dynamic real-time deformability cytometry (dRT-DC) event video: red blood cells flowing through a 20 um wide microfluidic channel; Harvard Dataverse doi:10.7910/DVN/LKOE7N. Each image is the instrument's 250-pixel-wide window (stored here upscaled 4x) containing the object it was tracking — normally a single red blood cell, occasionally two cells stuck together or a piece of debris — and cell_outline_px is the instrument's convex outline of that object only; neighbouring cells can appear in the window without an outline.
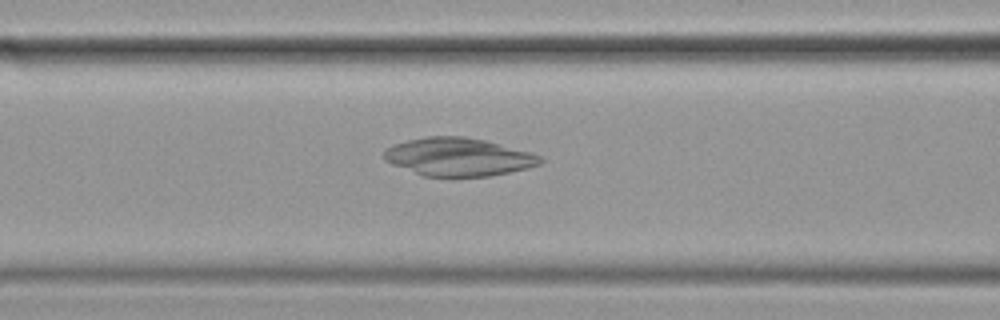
{"species": "common noctule bat (a hibernating species)", "species_latin": "Nyctalus noctula", "temperature_condition": "cold", "stored_images_in_passage": 41, "camera_frame_rate_fps": 3000, "um_per_image_px": 0.085, "animal": {"sex": "female", "body_mass_g": 19.9}, "frame": {"image": 1, "passage_image": 12, "time_ms": 3.667, "image_size_px": [1000, 320], "cell_outline_px": [[544, 160], [540, 164], [528, 168], [492, 176], [456, 180], [448, 180], [424, 176], [392, 164], [384, 160], [384, 152], [392, 144], [424, 136], [464, 136], [484, 140], [528, 152], [540, 156]], "centroid_in_image_um": [38.94, 13.39], "position_along_channel_um": 127.7, "area_um2": 35.55}}
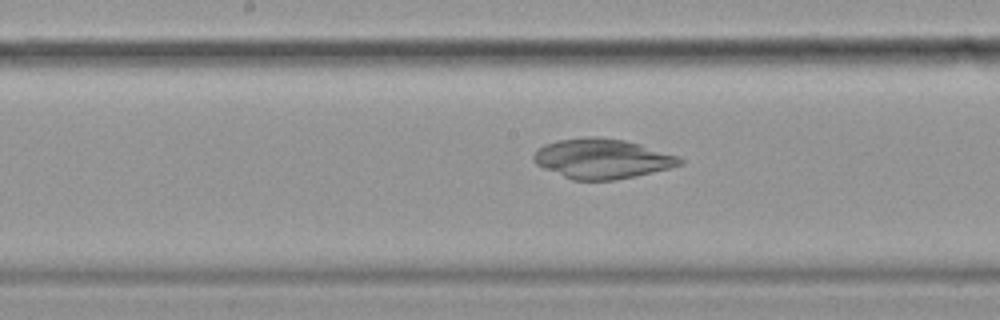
{"frame": {"image": 2, "passage_image": 18, "time_ms": 5.667, "image_size_px": [1000, 320], "cell_outline_px": [[684, 164], [636, 176], [612, 180], [572, 180], [544, 168], [536, 164], [532, 160], [532, 156], [544, 144], [556, 140], [584, 136], [596, 136], [624, 140], [640, 144], [676, 156], [684, 160]], "centroid_in_image_um": [51.14, 13.48], "position_along_channel_um": 197.1, "area_um2": 33.81}}
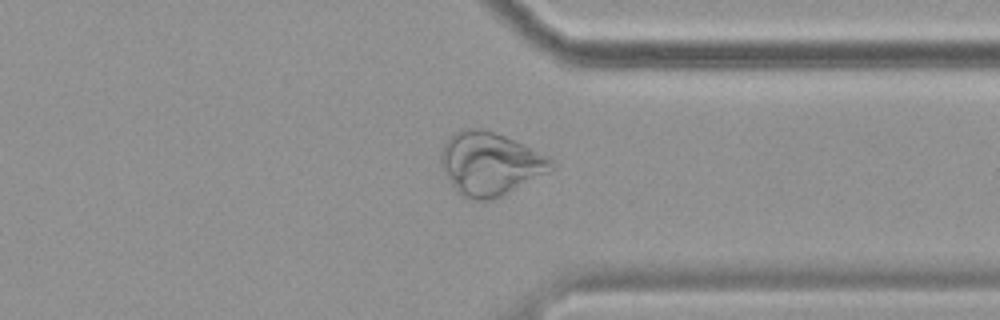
{"frame": {"image": 3, "passage_image": 33, "time_ms": 10.667, "image_size_px": [1000, 320], "cell_outline_px": [[556, 168], [504, 196], [492, 200], [468, 200], [460, 196], [452, 184], [440, 160], [440, 152], [444, 144], [456, 132], [464, 128], [480, 128], [504, 136], [524, 144], [552, 160], [556, 164]], "centroid_in_image_um": [41.68, 13.95], "position_along_channel_um": 369.7, "area_um2": 40.46}}